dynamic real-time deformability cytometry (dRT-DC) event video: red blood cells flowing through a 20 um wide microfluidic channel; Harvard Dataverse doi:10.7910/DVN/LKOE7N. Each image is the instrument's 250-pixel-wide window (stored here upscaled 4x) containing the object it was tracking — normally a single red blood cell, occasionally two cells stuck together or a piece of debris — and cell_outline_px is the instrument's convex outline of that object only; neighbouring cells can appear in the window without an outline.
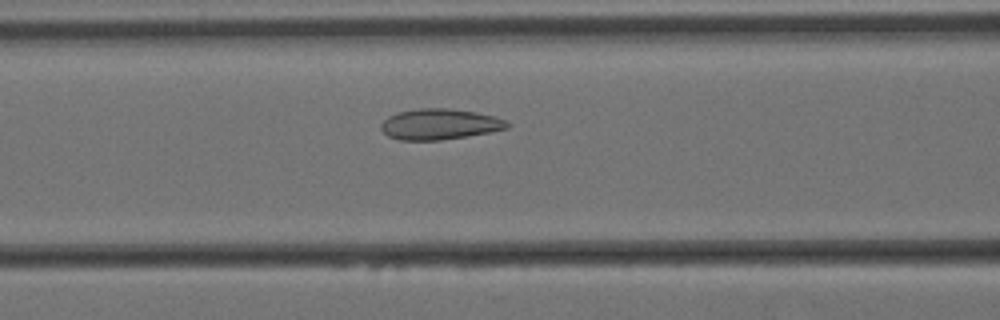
{"species": "Egyptian fruit bat (a non-hibernating species)", "species_latin": "Rousettus aegyptiacus", "temperature_condition": "cold", "stored_images_in_passage": 55, "camera_frame_rate_fps": 3000, "um_per_image_px": 0.085, "animal": {"sex": "female"}, "frame": {"image": 1, "passage_image": 20, "time_ms": 6.333, "image_size_px": [1000, 320], "cell_outline_px": [[508, 128], [468, 136], [440, 140], [400, 140], [388, 136], [380, 128], [380, 124], [388, 116], [396, 112], [416, 108], [448, 108], [476, 112], [496, 116], [504, 120], [508, 124]], "centroid_in_image_um": [37.33, 10.55], "position_along_channel_um": 129.3, "area_um2": 22.66}}
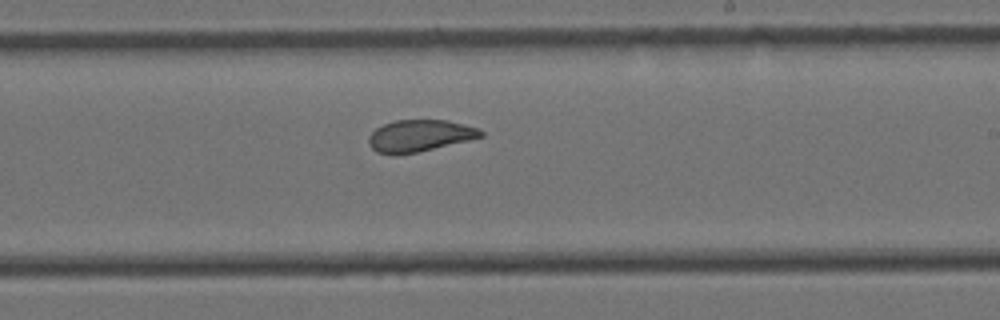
{"frame": {"image": 2, "passage_image": 31, "time_ms": 10.0, "image_size_px": [1000, 320], "cell_outline_px": [[484, 136], [468, 140], [416, 152], [396, 156], [376, 152], [368, 144], [368, 136], [376, 128], [384, 124], [396, 120], [448, 120], [480, 128], [484, 132]], "centroid_in_image_um": [35.65, 11.54], "position_along_channel_um": 253.4, "area_um2": 20.87}}
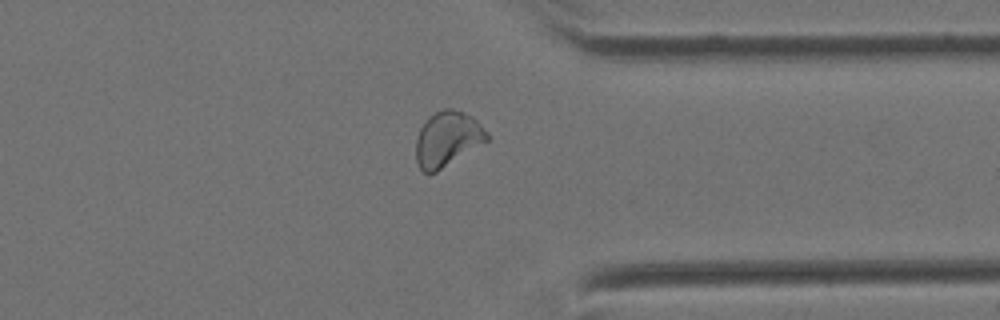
{"frame": {"image": 3, "passage_image": 42, "time_ms": 13.667, "image_size_px": [1000, 320], "cell_outline_px": [[488, 140], [436, 172], [424, 172], [420, 168], [416, 160], [416, 140], [420, 128], [428, 116], [444, 108], [452, 108], [464, 112], [472, 116], [488, 132]], "centroid_in_image_um": [38.02, 11.79], "position_along_channel_um": 373.4, "area_um2": 22.6}, "authors_computed_cell_mechanics": {"area_um2": 22.6576, "velocity_mm_per_s": 3.3957, "shape_relaxation_time_tau1_ms": null, "shape_relaxation_time_tau2_ms": 1.2445, "deformation_change_tau1": null, "deformation_change_tau2": 0.0796}}